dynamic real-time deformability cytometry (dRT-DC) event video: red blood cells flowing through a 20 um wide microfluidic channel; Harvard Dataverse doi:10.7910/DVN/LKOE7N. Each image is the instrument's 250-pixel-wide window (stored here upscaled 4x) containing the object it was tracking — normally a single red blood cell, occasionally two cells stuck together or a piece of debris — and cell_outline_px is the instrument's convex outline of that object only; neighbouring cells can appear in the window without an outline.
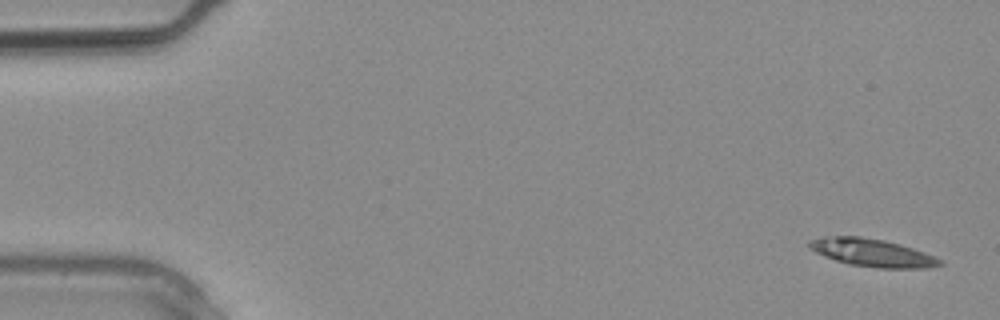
{"species": "common noctule bat (a hibernating species)", "species_latin": "Nyctalus noctula", "temperature_condition": "warm", "stored_images_in_passage": 4, "segment_of_instrument_passage": [2, 2], "camera_frame_rate_fps": 3000, "um_per_image_px": 0.085, "animal": {"sex": "male", "body_mass_g": 20.4}, "frame": {"image": 1, "passage_image": 4, "time_ms": 1.0, "image_size_px": [1000, 320], "cell_outline_px": [[944, 264], [928, 268], [880, 268], [848, 264], [824, 256], [808, 248], [808, 240], [824, 236], [860, 236], [884, 240], [900, 244], [924, 252], [940, 260]], "centroid_in_image_um": [74.09, 21.47], "position_along_channel_um": 10.9, "area_um2": 21.1}}